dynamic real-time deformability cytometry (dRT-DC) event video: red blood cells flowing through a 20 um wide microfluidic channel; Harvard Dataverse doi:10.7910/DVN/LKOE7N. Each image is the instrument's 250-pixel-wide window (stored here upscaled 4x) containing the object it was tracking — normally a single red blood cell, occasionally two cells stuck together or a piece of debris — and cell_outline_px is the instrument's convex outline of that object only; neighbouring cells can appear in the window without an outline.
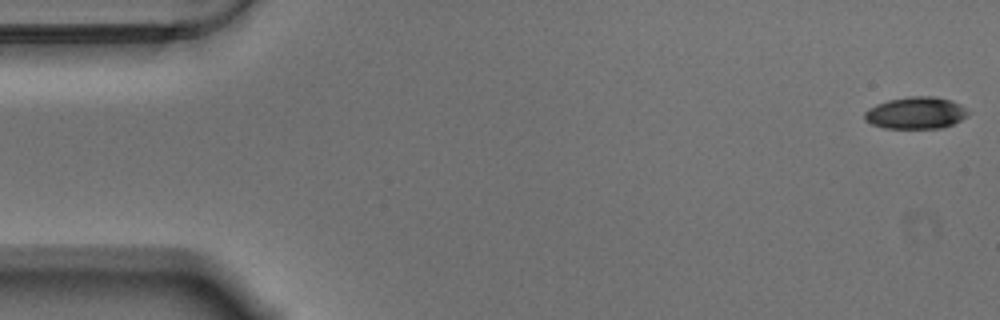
{"species": "Egyptian fruit bat (a non-hibernating species)", "species_latin": "Rousettus aegyptiacus", "temperature_condition": "warm", "stored_images_in_passage": 57, "camera_frame_rate_fps": 3000, "um_per_image_px": 0.085, "animal": {"sex": "male"}, "frame": {"image": 1, "passage_image": 1, "time_ms": 0.0, "image_size_px": [1000, 320], "cell_outline_px": [[972, 112], [968, 116], [944, 128], [884, 128], [872, 124], [864, 120], [864, 112], [868, 108], [876, 104], [888, 100], [908, 96], [936, 96], [952, 100], [960, 104]], "centroid_in_image_um": [77.87, 9.59], "position_along_channel_um": 7.1, "area_um2": 19.59}}
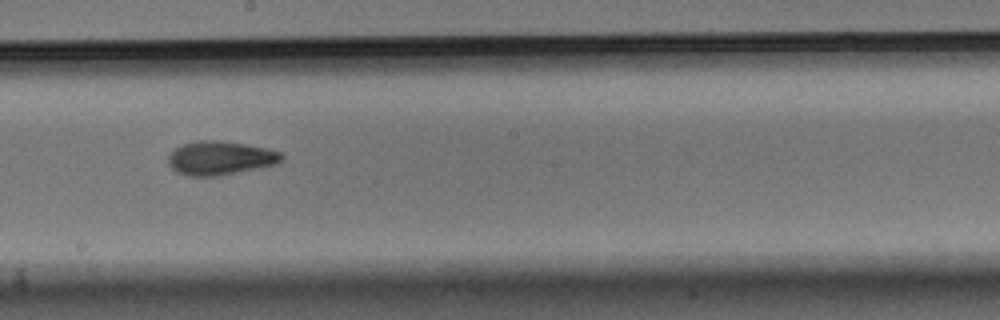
{"frame": {"image": 2, "passage_image": 31, "time_ms": 10.0, "image_size_px": [1000, 320], "cell_outline_px": [[284, 156], [276, 164], [260, 168], [216, 176], [188, 176], [176, 172], [168, 164], [168, 156], [176, 148], [184, 144], [196, 140], [220, 140], [268, 148], [280, 152]], "centroid_in_image_um": [18.71, 13.43], "position_along_channel_um": 229.5, "area_um2": 22.31}}
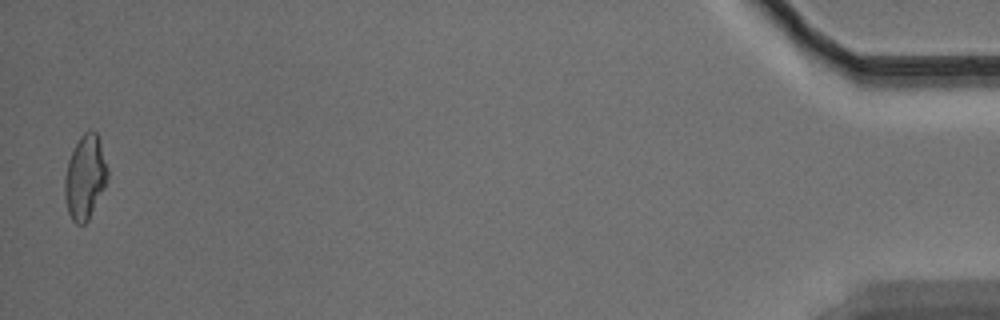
{"frame": {"image": 3, "passage_image": 56, "time_ms": 18.333, "image_size_px": [1000, 320], "cell_outline_px": [[108, 176], [104, 188], [88, 220], [84, 224], [76, 224], [72, 220], [68, 212], [64, 196], [64, 180], [68, 160], [80, 136], [88, 128], [92, 128], [96, 132], [108, 168]], "centroid_in_image_um": [7.22, 15.05], "position_along_channel_um": 428.0, "area_um2": 20.92}, "authors_computed_cell_mechanics": {"area_um2": 20.8658, "velocity_mm_per_s": 3.5344, "shape_relaxation_time_tau1_ms": 6.1582, "shape_relaxation_time_tau2_ms": 3.5505, "deformation_change_tau1": 0.1662, "deformation_change_tau2": 0.0997}}